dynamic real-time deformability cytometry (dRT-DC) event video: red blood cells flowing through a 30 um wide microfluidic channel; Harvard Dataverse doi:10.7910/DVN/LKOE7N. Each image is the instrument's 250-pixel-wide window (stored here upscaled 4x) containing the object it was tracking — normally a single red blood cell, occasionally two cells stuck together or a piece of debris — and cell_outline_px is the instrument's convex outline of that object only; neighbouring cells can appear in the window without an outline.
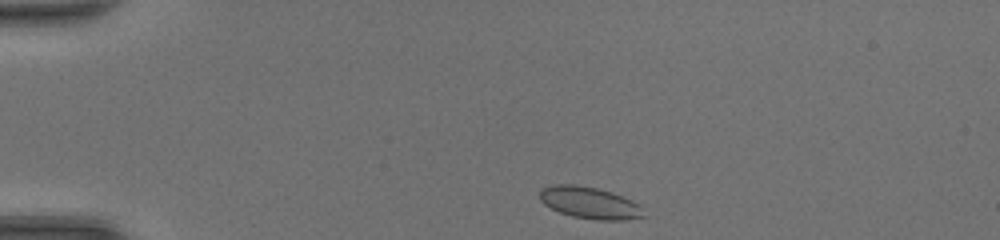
{"species": "common noctule bat (a hibernating species)", "species_latin": "Nyctalus noctula", "temperature_condition": "room temperature", "stored_images_in_passage": 38, "camera_frame_rate_fps": 3000, "um_per_image_px": 0.085, "animal": {"sex": "female", "body_mass_g": 20.0, "forearm_length_mm": 54.0}, "frame": {"image": 1, "passage_image": 1, "time_ms": 0.0, "image_size_px": [1000, 240], "cell_outline_px": [[648, 216], [624, 220], [596, 220], [572, 216], [560, 212], [544, 204], [540, 200], [540, 188], [556, 184], [576, 184], [596, 188], [612, 192], [632, 200]], "centroid_in_image_um": [50.11, 17.23], "position_along_channel_um": 34.9, "area_um2": 19.25}}
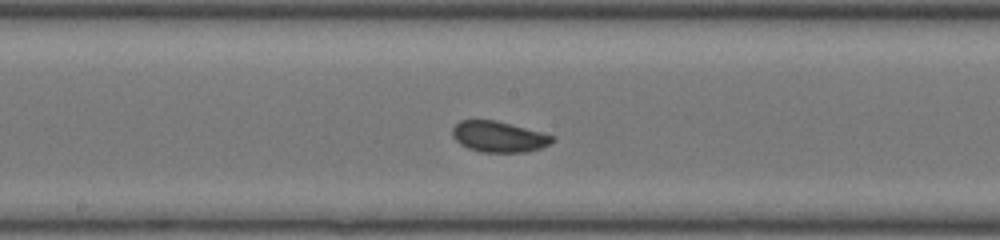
{"frame": {"image": 2, "passage_image": 17, "time_ms": 5.333, "image_size_px": [1000, 240], "cell_outline_px": [[556, 140], [540, 148], [528, 152], [480, 152], [468, 148], [460, 144], [452, 136], [452, 128], [460, 120], [496, 120], [512, 124], [556, 136]], "centroid_in_image_um": [42.4, 11.62], "position_along_channel_um": 205.8, "area_um2": 18.09}}
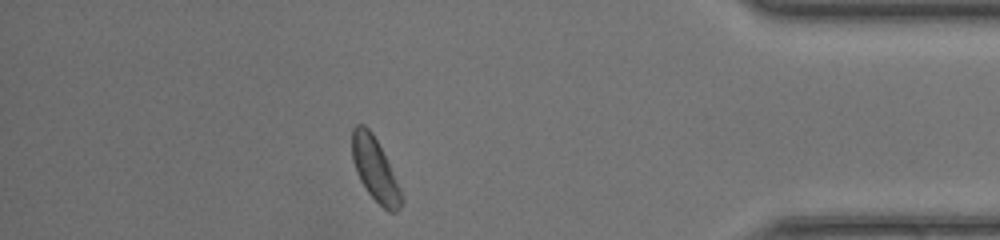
{"frame": {"image": 3, "passage_image": 33, "time_ms": 10.667, "image_size_px": [1000, 240], "cell_outline_px": [[404, 200], [400, 208], [396, 212], [388, 212], [368, 192], [360, 180], [356, 172], [352, 160], [352, 128], [356, 124], [364, 124], [372, 132], [404, 196]], "centroid_in_image_um": [31.86, 14.41], "position_along_channel_um": 403.3, "area_um2": 17.92}, "authors_computed_cell_mechanics": {"area_um2": 18.0914, "velocity_mm_per_s": 4.3551, "shape_relaxation_time_tau1_ms": 2.0068, "shape_relaxation_time_tau2_ms": null, "deformation_change_tau1": 0.0592, "deformation_change_tau2": null}}